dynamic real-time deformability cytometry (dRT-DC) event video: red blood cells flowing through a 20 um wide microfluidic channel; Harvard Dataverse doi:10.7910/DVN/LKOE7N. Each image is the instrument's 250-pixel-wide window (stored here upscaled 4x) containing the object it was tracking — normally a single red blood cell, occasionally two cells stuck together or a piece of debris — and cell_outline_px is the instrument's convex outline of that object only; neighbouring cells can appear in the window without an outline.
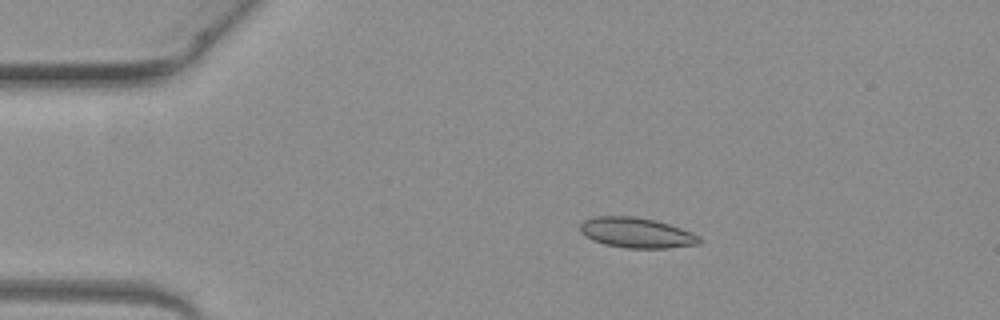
{"species": "common noctule bat (a hibernating species)", "species_latin": "Nyctalus noctula", "temperature_condition": "warm", "stored_images_in_passage": 3, "camera_frame_rate_fps": 3000, "um_per_image_px": 0.085, "animal": {"sex": "female", "body_mass_g": 19.3, "forearm_length_mm": 54.1}, "frame": {"image": 1, "passage_image": 2, "time_ms": 0.333, "image_size_px": [1000, 320], "cell_outline_px": [[700, 244], [668, 248], [628, 248], [604, 244], [592, 240], [584, 236], [580, 232], [580, 224], [584, 220], [592, 216], [632, 216], [656, 220], [692, 232], [700, 236]], "centroid_in_image_um": [54.08, 19.78], "position_along_channel_um": 30.9, "area_um2": 21.15}}